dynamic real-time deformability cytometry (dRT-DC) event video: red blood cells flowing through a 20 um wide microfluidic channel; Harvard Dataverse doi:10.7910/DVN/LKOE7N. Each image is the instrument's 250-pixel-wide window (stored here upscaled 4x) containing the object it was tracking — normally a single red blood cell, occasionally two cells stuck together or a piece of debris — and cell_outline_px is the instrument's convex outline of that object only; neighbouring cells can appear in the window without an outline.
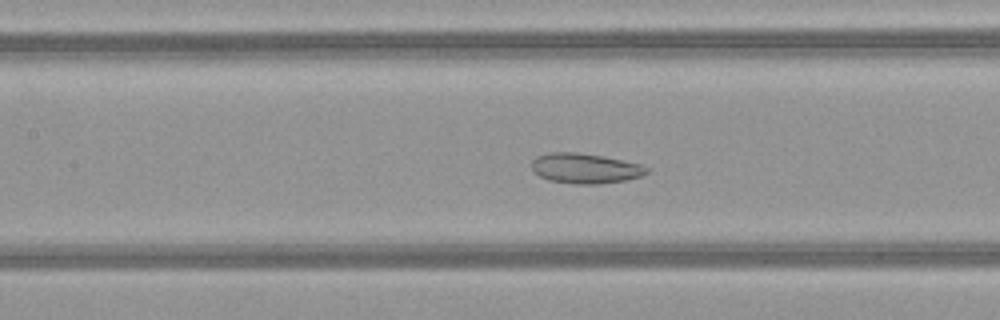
{"species": "common noctule bat (a hibernating species)", "species_latin": "Nyctalus noctula", "temperature_condition": "warm", "stored_images_in_passage": 51, "camera_frame_rate_fps": 3000, "um_per_image_px": 0.085, "animal": {"sex": "female", "body_mass_g": 21.9}, "frame": {"image": 1, "passage_image": 23, "time_ms": 7.333, "image_size_px": [1000, 320], "cell_outline_px": [[648, 172], [640, 176], [624, 180], [600, 184], [576, 184], [548, 180], [540, 176], [532, 168], [532, 160], [536, 156], [548, 152], [576, 152], [604, 156], [640, 164], [648, 168]], "centroid_in_image_um": [49.71, 14.3], "position_along_channel_um": 157.7, "area_um2": 20.11}}
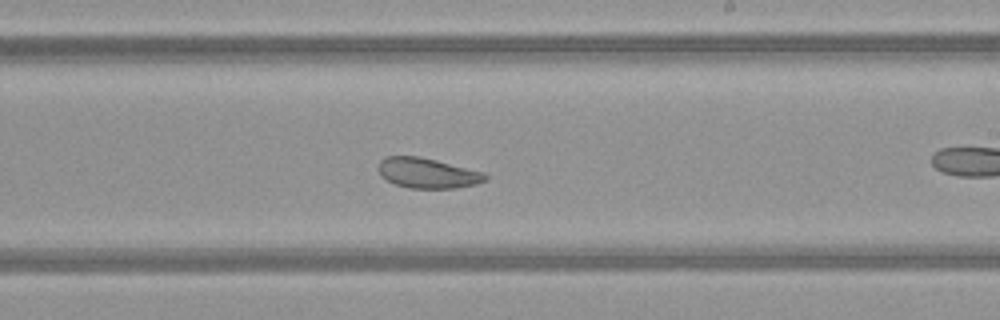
{"frame": {"image": 2, "passage_image": 30, "time_ms": 9.667, "image_size_px": [1000, 320], "cell_outline_px": [[488, 180], [476, 184], [456, 188], [408, 188], [396, 184], [380, 176], [376, 168], [380, 160], [384, 156], [420, 156], [484, 172], [488, 176]], "centroid_in_image_um": [36.31, 14.7], "position_along_channel_um": 252.7, "area_um2": 19.02}}
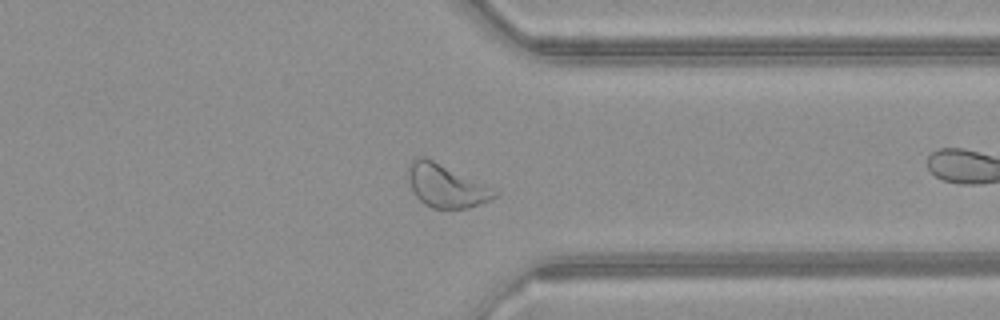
{"frame": {"image": 3, "passage_image": 39, "time_ms": 12.667, "image_size_px": [1000, 320], "cell_outline_px": [[500, 192], [496, 196], [480, 204], [468, 208], [432, 208], [424, 204], [416, 196], [412, 188], [408, 176], [408, 164], [412, 160], [420, 156], [424, 156], [484, 184]], "centroid_in_image_um": [37.89, 15.8], "position_along_channel_um": 373.5, "area_um2": 21.21}, "authors_computed_cell_mechanics": {"area_um2": 25.2586, "velocity_mm_per_s": 4.0895, "shape_relaxation_time_tau1_ms": null, "shape_relaxation_time_tau2_ms": 3.3408, "deformation_change_tau1": null, "deformation_change_tau2": 0.0961}}